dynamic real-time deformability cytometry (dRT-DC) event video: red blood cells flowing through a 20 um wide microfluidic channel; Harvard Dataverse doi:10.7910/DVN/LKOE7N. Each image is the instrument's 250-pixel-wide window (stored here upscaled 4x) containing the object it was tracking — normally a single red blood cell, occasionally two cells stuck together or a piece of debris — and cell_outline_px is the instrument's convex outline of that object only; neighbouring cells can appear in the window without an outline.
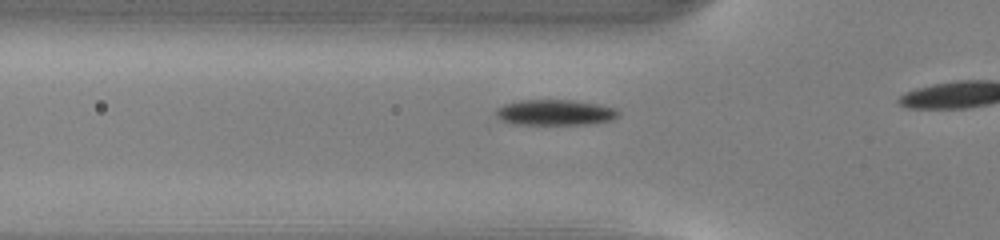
{"species": "common noctule bat (a hibernating species)", "species_latin": "Nyctalus noctula", "temperature_condition": "warm", "stored_images_in_passage": 18, "camera_frame_rate_fps": 3000, "um_per_image_px": 0.085, "animal": {"sex": "male", "body_mass_g": 13.0, "forearm_length_mm": 53.1}, "frame": {"image": 1, "passage_image": 13, "time_ms": 4.0, "image_size_px": [1000, 240], "cell_outline_px": [[620, 116], [612, 120], [596, 124], [512, 124], [500, 120], [496, 116], [496, 108], [504, 104], [520, 100], [572, 100], [596, 104], [616, 108], [620, 112]], "centroid_in_image_um": [47.2, 9.57], "position_along_channel_um": 78.6, "area_um2": 18.5}}
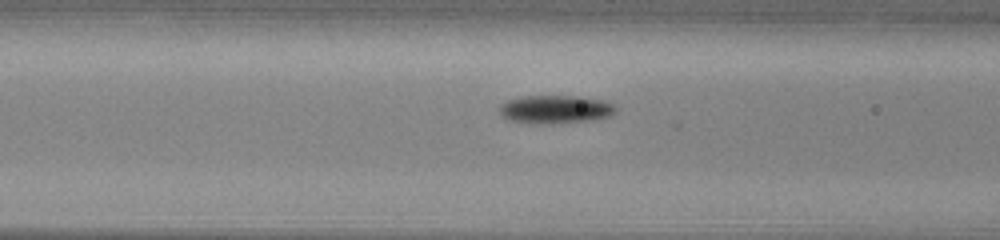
{"frame": {"image": 2, "passage_image": 16, "time_ms": 5.0, "image_size_px": [1000, 240], "cell_outline_px": [[616, 112], [608, 116], [596, 120], [548, 124], [532, 124], [508, 120], [500, 112], [500, 104], [508, 100], [524, 96], [580, 96], [604, 100], [612, 104], [616, 108]], "centroid_in_image_um": [47.22, 9.3], "position_along_channel_um": 119.4, "area_um2": 19.31}}